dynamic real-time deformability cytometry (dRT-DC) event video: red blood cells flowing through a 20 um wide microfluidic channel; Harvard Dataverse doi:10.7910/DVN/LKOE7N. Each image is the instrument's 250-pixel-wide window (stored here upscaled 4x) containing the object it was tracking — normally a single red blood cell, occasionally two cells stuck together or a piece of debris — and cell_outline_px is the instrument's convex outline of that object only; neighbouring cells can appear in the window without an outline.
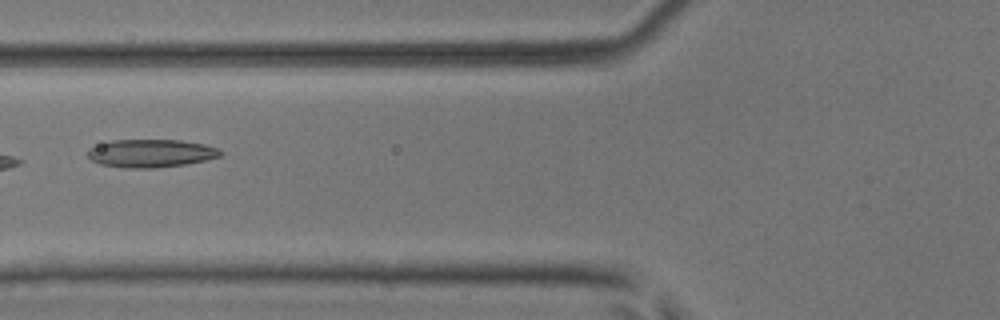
{"species": "common noctule bat (a hibernating species)", "species_latin": "Nyctalus noctula", "temperature_condition": "room temperature", "stored_images_in_passage": 5, "camera_frame_rate_fps": 3000, "um_per_image_px": 0.085, "animal": {"sex": "male", "body_mass_g": 17.9, "forearm_length_mm": 54.2}, "frame": {"image": 1, "passage_image": 5, "time_ms": 1.333, "image_size_px": [1000, 320], "cell_outline_px": [[224, 152], [220, 156], [204, 160], [184, 164], [156, 168], [124, 168], [100, 164], [92, 160], [88, 156], [88, 148], [112, 140], [180, 140], [204, 144], [216, 148]], "centroid_in_image_um": [12.81, 13.03], "position_along_channel_um": 113.0, "area_um2": 21.56}}